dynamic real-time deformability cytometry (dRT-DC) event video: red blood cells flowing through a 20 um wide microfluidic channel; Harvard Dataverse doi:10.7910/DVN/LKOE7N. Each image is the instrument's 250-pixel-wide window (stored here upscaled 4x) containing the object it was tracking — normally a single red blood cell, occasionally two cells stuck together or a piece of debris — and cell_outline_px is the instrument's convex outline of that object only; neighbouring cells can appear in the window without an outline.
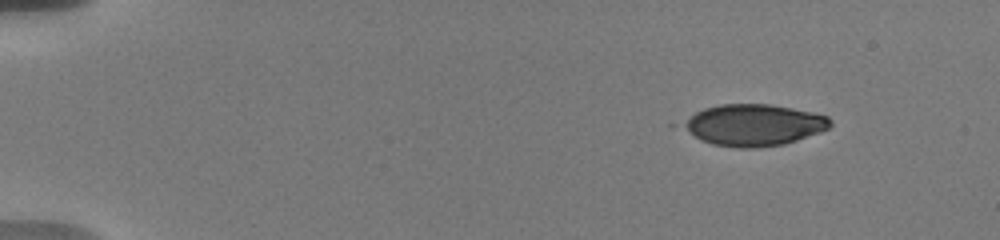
{"species": "human", "species_latin": "Homo sapiens", "temperature_condition": "warm", "stored_images_in_passage": 18, "camera_frame_rate_fps": 3000, "um_per_image_px": 0.085, "donor": {"sex": "male"}, "frame": {"image": 1, "passage_image": 1, "time_ms": 0.0, "image_size_px": [1000, 240], "cell_outline_px": [[832, 124], [828, 128], [820, 132], [784, 144], [756, 148], [740, 148], [712, 144], [700, 140], [680, 124], [696, 112], [704, 108], [720, 104], [768, 104], [792, 108], [812, 112], [828, 116], [832, 120]], "centroid_in_image_um": [64.09, 10.62], "position_along_channel_um": 20.9, "area_um2": 35.43}}
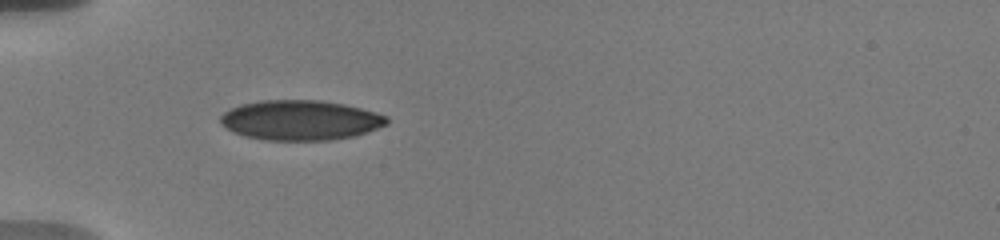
{"frame": {"image": 2, "passage_image": 17, "time_ms": 4.0, "image_size_px": [1000, 240], "cell_outline_px": [[388, 124], [368, 132], [356, 136], [332, 140], [264, 140], [244, 136], [232, 132], [220, 124], [220, 116], [224, 112], [240, 104], [260, 100], [320, 100], [344, 104], [376, 112], [388, 116]], "centroid_in_image_um": [25.53, 10.22], "position_along_channel_um": 59.5, "area_um2": 39.07}}